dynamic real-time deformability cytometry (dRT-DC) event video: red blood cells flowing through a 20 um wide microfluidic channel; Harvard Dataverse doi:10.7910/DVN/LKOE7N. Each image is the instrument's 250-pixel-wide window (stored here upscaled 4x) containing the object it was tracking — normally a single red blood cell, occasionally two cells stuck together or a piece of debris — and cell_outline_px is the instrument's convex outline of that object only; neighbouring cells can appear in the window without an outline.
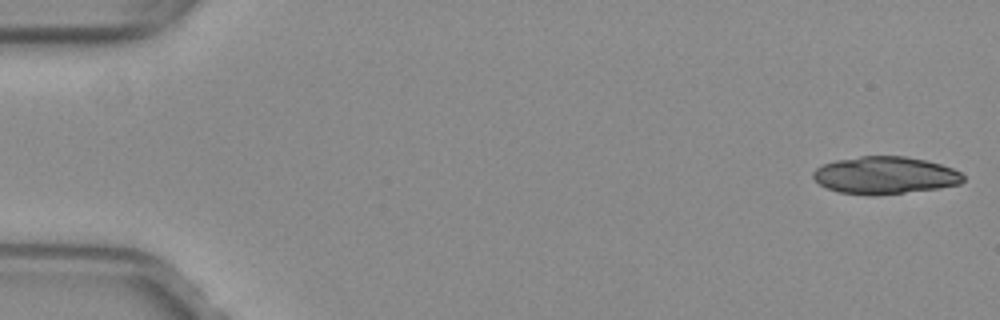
{"species": "common noctule bat (a hibernating species)", "species_latin": "Nyctalus noctula", "temperature_condition": "warm", "stored_images_in_passage": 39, "camera_frame_rate_fps": 3000, "um_per_image_px": 0.085, "animal": {"sex": "female", "body_mass_g": 29.2, "forearm_length_mm": 56.3}, "frame": {"image": 1, "passage_image": 1, "time_ms": 0.0, "image_size_px": [1000, 320], "cell_outline_px": [[964, 180], [960, 184], [940, 188], [872, 196], [868, 196], [836, 192], [820, 184], [812, 176], [812, 172], [816, 168], [824, 164], [836, 160], [860, 156], [904, 156], [928, 160], [952, 168], [960, 172], [964, 176]], "centroid_in_image_um": [75.22, 14.9], "position_along_channel_um": 9.8, "area_um2": 32.89}}
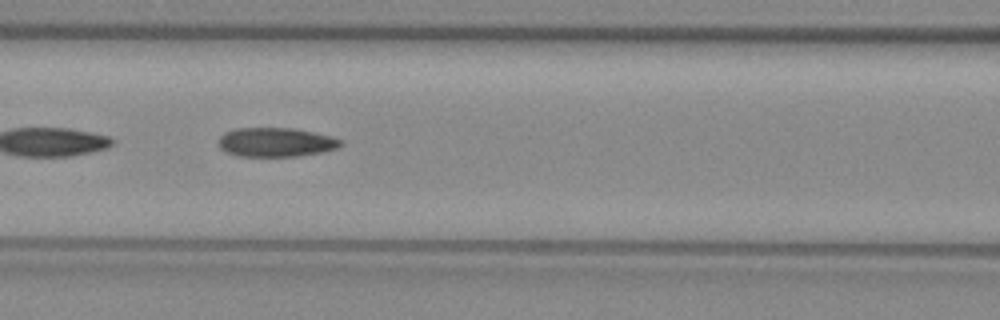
{"frame": {"image": 2, "passage_image": 23, "time_ms": 7.333, "image_size_px": [1000, 320], "cell_outline_px": [[344, 144], [336, 148], [320, 152], [296, 156], [240, 156], [224, 152], [216, 144], [216, 140], [224, 132], [236, 128], [292, 128], [332, 136], [340, 140]], "centroid_in_image_um": [23.37, 12.08], "position_along_channel_um": 143.2, "area_um2": 20.81}}